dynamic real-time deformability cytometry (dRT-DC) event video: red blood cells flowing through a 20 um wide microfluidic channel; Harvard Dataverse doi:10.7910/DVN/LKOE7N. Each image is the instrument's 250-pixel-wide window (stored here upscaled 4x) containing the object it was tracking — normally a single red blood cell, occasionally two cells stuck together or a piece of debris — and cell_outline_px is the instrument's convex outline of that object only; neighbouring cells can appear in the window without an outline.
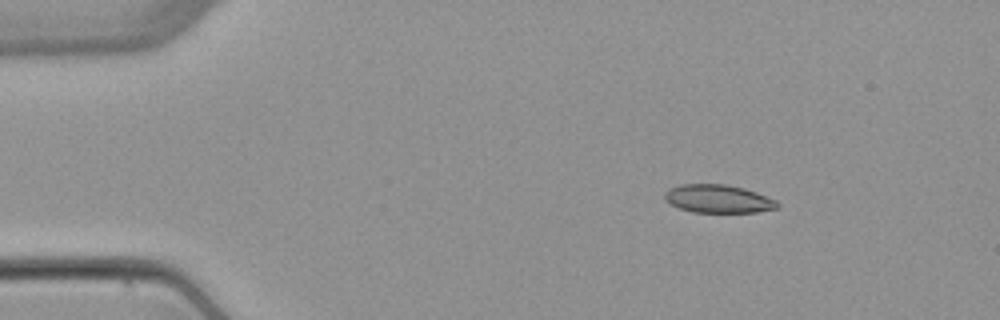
{"species": "common noctule bat (a hibernating species)", "species_latin": "Nyctalus noctula", "temperature_condition": "warm", "stored_images_in_passage": 5, "camera_frame_rate_fps": 3000, "um_per_image_px": 0.085, "animal": {"sex": "female", "body_mass_g": 22.7, "forearm_length_mm": 54.2}, "frame": {"image": 1, "passage_image": 2, "time_ms": 1.333, "image_size_px": [1000, 320], "cell_outline_px": [[780, 208], [756, 212], [692, 212], [680, 208], [664, 200], [664, 192], [668, 188], [680, 184], [724, 184], [744, 188], [756, 192], [776, 200], [780, 204]], "centroid_in_image_um": [61.04, 16.89], "position_along_channel_um": 24.0, "area_um2": 18.61}}
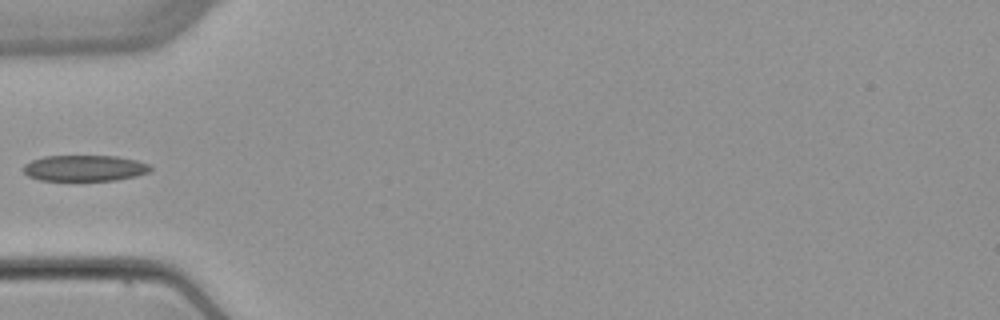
{"frame": {"image": 2, "passage_image": 5, "time_ms": 4.667, "image_size_px": [1000, 320], "cell_outline_px": [[152, 168], [148, 172], [136, 176], [116, 180], [40, 180], [28, 176], [24, 172], [24, 164], [32, 160], [44, 156], [116, 156], [136, 160], [148, 164]], "centroid_in_image_um": [7.19, 14.29], "position_along_channel_um": 77.8, "area_um2": 19.13}}